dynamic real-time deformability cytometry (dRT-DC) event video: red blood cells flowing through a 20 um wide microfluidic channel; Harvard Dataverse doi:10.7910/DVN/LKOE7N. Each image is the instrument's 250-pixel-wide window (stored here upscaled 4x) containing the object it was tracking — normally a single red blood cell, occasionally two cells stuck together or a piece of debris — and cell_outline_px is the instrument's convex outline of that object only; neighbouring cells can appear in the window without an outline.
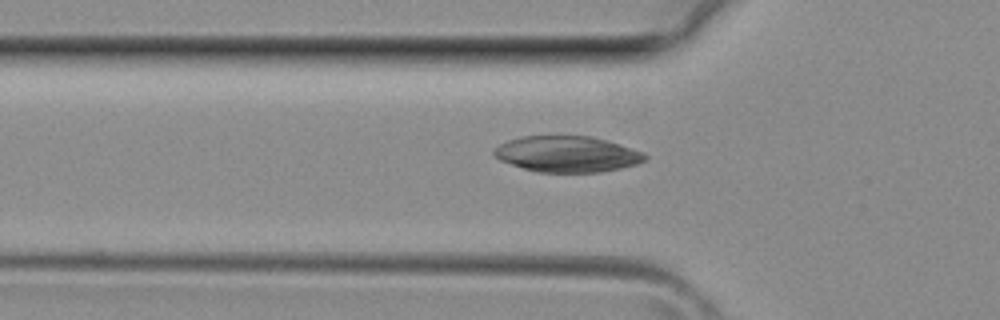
{"species": "common noctule bat (a hibernating species)", "species_latin": "Nyctalus noctula", "temperature_condition": "room temperature", "stored_images_in_passage": 30, "camera_frame_rate_fps": 3000, "um_per_image_px": 0.085, "animal": {"sex": "female", "body_mass_g": 29.2, "forearm_length_mm": 56.3}, "frame": {"image": 1, "passage_image": 8, "time_ms": 2.333, "image_size_px": [1000, 320], "cell_outline_px": [[648, 156], [644, 160], [636, 164], [620, 168], [600, 172], [536, 172], [500, 160], [492, 152], [500, 144], [508, 140], [524, 136], [588, 136], [620, 144], [644, 152]], "centroid_in_image_um": [48.22, 13.1], "position_along_channel_um": 77.6, "area_um2": 31.33}}
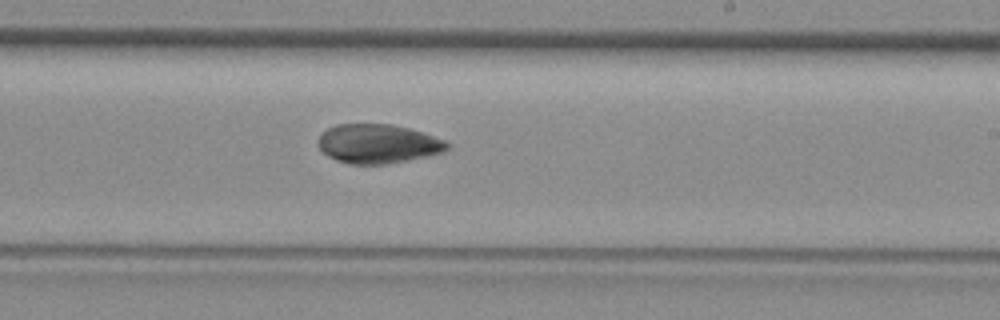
{"frame": {"image": 2, "passage_image": 18, "time_ms": 5.667, "image_size_px": [1000, 320], "cell_outline_px": [[448, 148], [444, 152], [384, 164], [352, 164], [336, 160], [328, 156], [316, 144], [316, 140], [328, 128], [336, 124], [392, 124], [408, 128], [444, 140], [448, 144]], "centroid_in_image_um": [32.07, 12.21], "position_along_channel_um": 256.9, "area_um2": 29.02}}
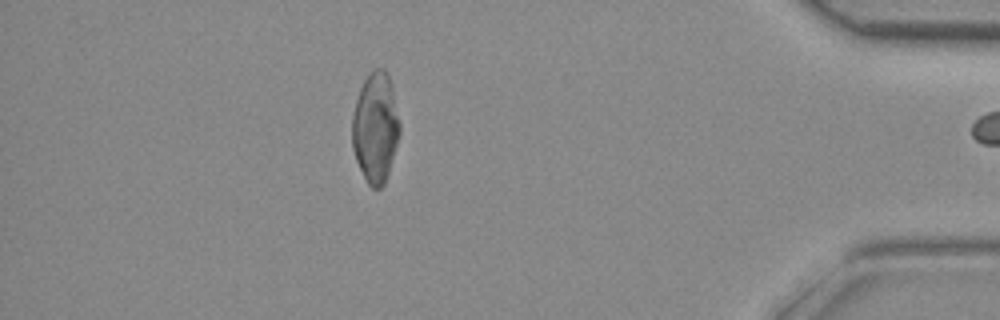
{"frame": {"image": 3, "passage_image": 29, "time_ms": 9.333, "image_size_px": [1000, 320], "cell_outline_px": [[400, 132], [388, 172], [384, 184], [380, 188], [372, 188], [368, 184], [356, 160], [352, 148], [352, 116], [356, 100], [360, 88], [364, 80], [376, 68], [384, 68], [388, 76], [400, 124]], "centroid_in_image_um": [31.89, 10.86], "position_along_channel_um": 403.3, "area_um2": 29.94}}